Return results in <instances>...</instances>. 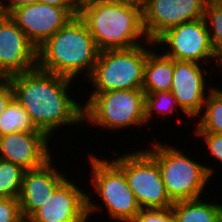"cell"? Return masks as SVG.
I'll list each match as a JSON object with an SVG mask.
<instances>
[{
    "mask_svg": "<svg viewBox=\"0 0 222 222\" xmlns=\"http://www.w3.org/2000/svg\"><path fill=\"white\" fill-rule=\"evenodd\" d=\"M155 48L148 53L144 66L142 90L145 94L170 91L173 81L174 59L162 50L158 53Z\"/></svg>",
    "mask_w": 222,
    "mask_h": 222,
    "instance_id": "cell-17",
    "label": "cell"
},
{
    "mask_svg": "<svg viewBox=\"0 0 222 222\" xmlns=\"http://www.w3.org/2000/svg\"><path fill=\"white\" fill-rule=\"evenodd\" d=\"M49 141L51 142L50 138L43 131L3 135L0 137V159L25 170L39 168L53 157Z\"/></svg>",
    "mask_w": 222,
    "mask_h": 222,
    "instance_id": "cell-15",
    "label": "cell"
},
{
    "mask_svg": "<svg viewBox=\"0 0 222 222\" xmlns=\"http://www.w3.org/2000/svg\"><path fill=\"white\" fill-rule=\"evenodd\" d=\"M37 3V0H0V13L9 15L13 10L29 5Z\"/></svg>",
    "mask_w": 222,
    "mask_h": 222,
    "instance_id": "cell-28",
    "label": "cell"
},
{
    "mask_svg": "<svg viewBox=\"0 0 222 222\" xmlns=\"http://www.w3.org/2000/svg\"><path fill=\"white\" fill-rule=\"evenodd\" d=\"M192 61L174 60L173 81L170 91L181 112L193 119L203 111L204 103L211 87L207 89L206 67Z\"/></svg>",
    "mask_w": 222,
    "mask_h": 222,
    "instance_id": "cell-14",
    "label": "cell"
},
{
    "mask_svg": "<svg viewBox=\"0 0 222 222\" xmlns=\"http://www.w3.org/2000/svg\"><path fill=\"white\" fill-rule=\"evenodd\" d=\"M37 3H44L55 7H72L68 0H37Z\"/></svg>",
    "mask_w": 222,
    "mask_h": 222,
    "instance_id": "cell-30",
    "label": "cell"
},
{
    "mask_svg": "<svg viewBox=\"0 0 222 222\" xmlns=\"http://www.w3.org/2000/svg\"><path fill=\"white\" fill-rule=\"evenodd\" d=\"M53 158L39 168L24 172L18 201L25 222L68 177L53 165Z\"/></svg>",
    "mask_w": 222,
    "mask_h": 222,
    "instance_id": "cell-16",
    "label": "cell"
},
{
    "mask_svg": "<svg viewBox=\"0 0 222 222\" xmlns=\"http://www.w3.org/2000/svg\"><path fill=\"white\" fill-rule=\"evenodd\" d=\"M156 47H163V53L178 61H192L206 65L216 60L209 30L204 18L172 27L156 41ZM206 63V64H205Z\"/></svg>",
    "mask_w": 222,
    "mask_h": 222,
    "instance_id": "cell-9",
    "label": "cell"
},
{
    "mask_svg": "<svg viewBox=\"0 0 222 222\" xmlns=\"http://www.w3.org/2000/svg\"><path fill=\"white\" fill-rule=\"evenodd\" d=\"M113 3L125 4L143 10L146 0H106Z\"/></svg>",
    "mask_w": 222,
    "mask_h": 222,
    "instance_id": "cell-29",
    "label": "cell"
},
{
    "mask_svg": "<svg viewBox=\"0 0 222 222\" xmlns=\"http://www.w3.org/2000/svg\"><path fill=\"white\" fill-rule=\"evenodd\" d=\"M6 80L13 88L14 98L25 108L34 126L50 139L55 130L65 126L85 125L83 105L71 98L69 90L75 80L38 67Z\"/></svg>",
    "mask_w": 222,
    "mask_h": 222,
    "instance_id": "cell-1",
    "label": "cell"
},
{
    "mask_svg": "<svg viewBox=\"0 0 222 222\" xmlns=\"http://www.w3.org/2000/svg\"><path fill=\"white\" fill-rule=\"evenodd\" d=\"M202 198L175 202L171 206L175 222H222V204Z\"/></svg>",
    "mask_w": 222,
    "mask_h": 222,
    "instance_id": "cell-18",
    "label": "cell"
},
{
    "mask_svg": "<svg viewBox=\"0 0 222 222\" xmlns=\"http://www.w3.org/2000/svg\"><path fill=\"white\" fill-rule=\"evenodd\" d=\"M130 222H175L172 208L141 209Z\"/></svg>",
    "mask_w": 222,
    "mask_h": 222,
    "instance_id": "cell-24",
    "label": "cell"
},
{
    "mask_svg": "<svg viewBox=\"0 0 222 222\" xmlns=\"http://www.w3.org/2000/svg\"><path fill=\"white\" fill-rule=\"evenodd\" d=\"M194 136L202 137L207 151H209L214 159L222 164V134L213 132H194Z\"/></svg>",
    "mask_w": 222,
    "mask_h": 222,
    "instance_id": "cell-26",
    "label": "cell"
},
{
    "mask_svg": "<svg viewBox=\"0 0 222 222\" xmlns=\"http://www.w3.org/2000/svg\"><path fill=\"white\" fill-rule=\"evenodd\" d=\"M92 186L103 202L104 210L114 222H130L141 210L135 195L127 184L124 172L111 160L89 154Z\"/></svg>",
    "mask_w": 222,
    "mask_h": 222,
    "instance_id": "cell-7",
    "label": "cell"
},
{
    "mask_svg": "<svg viewBox=\"0 0 222 222\" xmlns=\"http://www.w3.org/2000/svg\"><path fill=\"white\" fill-rule=\"evenodd\" d=\"M204 20L209 30L212 47L216 54V66L222 72V0H208Z\"/></svg>",
    "mask_w": 222,
    "mask_h": 222,
    "instance_id": "cell-21",
    "label": "cell"
},
{
    "mask_svg": "<svg viewBox=\"0 0 222 222\" xmlns=\"http://www.w3.org/2000/svg\"><path fill=\"white\" fill-rule=\"evenodd\" d=\"M41 131L38 130L25 108L14 98L0 115V137L16 132Z\"/></svg>",
    "mask_w": 222,
    "mask_h": 222,
    "instance_id": "cell-20",
    "label": "cell"
},
{
    "mask_svg": "<svg viewBox=\"0 0 222 222\" xmlns=\"http://www.w3.org/2000/svg\"><path fill=\"white\" fill-rule=\"evenodd\" d=\"M168 145L155 141L152 148L146 147L145 150L157 161L170 200L175 203L201 198L207 183L218 171L194 161L175 148L177 146Z\"/></svg>",
    "mask_w": 222,
    "mask_h": 222,
    "instance_id": "cell-4",
    "label": "cell"
},
{
    "mask_svg": "<svg viewBox=\"0 0 222 222\" xmlns=\"http://www.w3.org/2000/svg\"><path fill=\"white\" fill-rule=\"evenodd\" d=\"M100 50L85 21L77 14L37 48V67L56 75L87 79Z\"/></svg>",
    "mask_w": 222,
    "mask_h": 222,
    "instance_id": "cell-2",
    "label": "cell"
},
{
    "mask_svg": "<svg viewBox=\"0 0 222 222\" xmlns=\"http://www.w3.org/2000/svg\"><path fill=\"white\" fill-rule=\"evenodd\" d=\"M211 87L204 103L203 112L198 116L194 132L222 134V90Z\"/></svg>",
    "mask_w": 222,
    "mask_h": 222,
    "instance_id": "cell-19",
    "label": "cell"
},
{
    "mask_svg": "<svg viewBox=\"0 0 222 222\" xmlns=\"http://www.w3.org/2000/svg\"><path fill=\"white\" fill-rule=\"evenodd\" d=\"M25 169L0 159V198H19Z\"/></svg>",
    "mask_w": 222,
    "mask_h": 222,
    "instance_id": "cell-22",
    "label": "cell"
},
{
    "mask_svg": "<svg viewBox=\"0 0 222 222\" xmlns=\"http://www.w3.org/2000/svg\"><path fill=\"white\" fill-rule=\"evenodd\" d=\"M83 103V122L109 130L142 127L145 120V93L142 89L91 93Z\"/></svg>",
    "mask_w": 222,
    "mask_h": 222,
    "instance_id": "cell-5",
    "label": "cell"
},
{
    "mask_svg": "<svg viewBox=\"0 0 222 222\" xmlns=\"http://www.w3.org/2000/svg\"><path fill=\"white\" fill-rule=\"evenodd\" d=\"M37 67V48L23 30L0 13V74L9 78Z\"/></svg>",
    "mask_w": 222,
    "mask_h": 222,
    "instance_id": "cell-13",
    "label": "cell"
},
{
    "mask_svg": "<svg viewBox=\"0 0 222 222\" xmlns=\"http://www.w3.org/2000/svg\"><path fill=\"white\" fill-rule=\"evenodd\" d=\"M116 157L111 160L124 172L141 209L169 208L174 204L167 195L157 161L145 149Z\"/></svg>",
    "mask_w": 222,
    "mask_h": 222,
    "instance_id": "cell-8",
    "label": "cell"
},
{
    "mask_svg": "<svg viewBox=\"0 0 222 222\" xmlns=\"http://www.w3.org/2000/svg\"><path fill=\"white\" fill-rule=\"evenodd\" d=\"M6 81V79L0 74V86Z\"/></svg>",
    "mask_w": 222,
    "mask_h": 222,
    "instance_id": "cell-32",
    "label": "cell"
},
{
    "mask_svg": "<svg viewBox=\"0 0 222 222\" xmlns=\"http://www.w3.org/2000/svg\"><path fill=\"white\" fill-rule=\"evenodd\" d=\"M72 7L79 12L84 6L94 3L97 0H68Z\"/></svg>",
    "mask_w": 222,
    "mask_h": 222,
    "instance_id": "cell-31",
    "label": "cell"
},
{
    "mask_svg": "<svg viewBox=\"0 0 222 222\" xmlns=\"http://www.w3.org/2000/svg\"><path fill=\"white\" fill-rule=\"evenodd\" d=\"M14 99V91L11 84L6 80L0 86V115L8 107L10 102Z\"/></svg>",
    "mask_w": 222,
    "mask_h": 222,
    "instance_id": "cell-27",
    "label": "cell"
},
{
    "mask_svg": "<svg viewBox=\"0 0 222 222\" xmlns=\"http://www.w3.org/2000/svg\"><path fill=\"white\" fill-rule=\"evenodd\" d=\"M78 14L100 51L129 49L149 41L143 28L142 10L137 7L97 0Z\"/></svg>",
    "mask_w": 222,
    "mask_h": 222,
    "instance_id": "cell-3",
    "label": "cell"
},
{
    "mask_svg": "<svg viewBox=\"0 0 222 222\" xmlns=\"http://www.w3.org/2000/svg\"><path fill=\"white\" fill-rule=\"evenodd\" d=\"M77 14L73 7L34 3L13 10L9 16L38 48Z\"/></svg>",
    "mask_w": 222,
    "mask_h": 222,
    "instance_id": "cell-12",
    "label": "cell"
},
{
    "mask_svg": "<svg viewBox=\"0 0 222 222\" xmlns=\"http://www.w3.org/2000/svg\"><path fill=\"white\" fill-rule=\"evenodd\" d=\"M70 180L68 177L26 222H87L103 209L76 180Z\"/></svg>",
    "mask_w": 222,
    "mask_h": 222,
    "instance_id": "cell-10",
    "label": "cell"
},
{
    "mask_svg": "<svg viewBox=\"0 0 222 222\" xmlns=\"http://www.w3.org/2000/svg\"><path fill=\"white\" fill-rule=\"evenodd\" d=\"M0 222H25L18 199L0 198Z\"/></svg>",
    "mask_w": 222,
    "mask_h": 222,
    "instance_id": "cell-25",
    "label": "cell"
},
{
    "mask_svg": "<svg viewBox=\"0 0 222 222\" xmlns=\"http://www.w3.org/2000/svg\"><path fill=\"white\" fill-rule=\"evenodd\" d=\"M208 0H146L142 21L149 41L155 42L168 29L204 18Z\"/></svg>",
    "mask_w": 222,
    "mask_h": 222,
    "instance_id": "cell-11",
    "label": "cell"
},
{
    "mask_svg": "<svg viewBox=\"0 0 222 222\" xmlns=\"http://www.w3.org/2000/svg\"><path fill=\"white\" fill-rule=\"evenodd\" d=\"M154 46L155 42L148 41L129 49L100 51L86 80L92 84V93L142 89L145 62Z\"/></svg>",
    "mask_w": 222,
    "mask_h": 222,
    "instance_id": "cell-6",
    "label": "cell"
},
{
    "mask_svg": "<svg viewBox=\"0 0 222 222\" xmlns=\"http://www.w3.org/2000/svg\"><path fill=\"white\" fill-rule=\"evenodd\" d=\"M145 120L150 124L154 116L168 117V115L180 109L171 91L145 94ZM168 114V115H167Z\"/></svg>",
    "mask_w": 222,
    "mask_h": 222,
    "instance_id": "cell-23",
    "label": "cell"
}]
</instances>
